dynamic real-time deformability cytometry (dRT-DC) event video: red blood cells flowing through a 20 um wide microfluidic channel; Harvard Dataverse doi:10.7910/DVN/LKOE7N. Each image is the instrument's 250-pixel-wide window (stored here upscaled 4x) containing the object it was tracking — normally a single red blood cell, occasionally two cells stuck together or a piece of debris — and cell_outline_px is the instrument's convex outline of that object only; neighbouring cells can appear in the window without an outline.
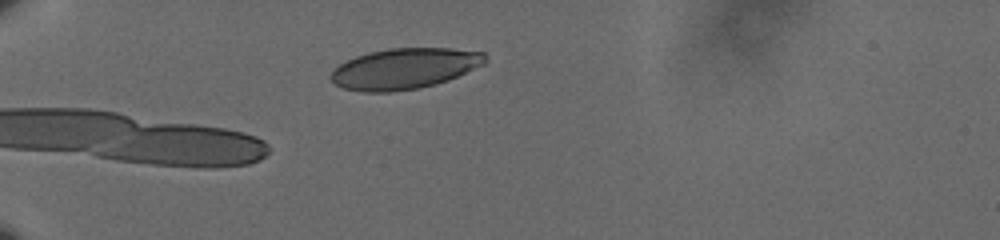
{"species": "human", "species_latin": "Homo sapiens", "temperature_condition": "cold", "stored_images_in_passage": 30, "camera_frame_rate_fps": 3000, "um_per_image_px": 0.085, "donor": {"sex": "male"}, "frame": {"image": 1, "passage_image": 1, "time_ms": 0.0, "image_size_px": [1000, 240], "cell_outline_px": [[488, 60], [484, 64], [448, 80], [416, 88], [388, 92], [364, 92], [344, 88], [336, 84], [332, 80], [332, 72], [340, 64], [356, 56], [368, 52], [388, 48], [452, 48], [484, 52], [488, 56]], "centroid_in_image_um": [34.42, 5.81], "position_along_channel_um": 50.6, "area_um2": 36.36}}